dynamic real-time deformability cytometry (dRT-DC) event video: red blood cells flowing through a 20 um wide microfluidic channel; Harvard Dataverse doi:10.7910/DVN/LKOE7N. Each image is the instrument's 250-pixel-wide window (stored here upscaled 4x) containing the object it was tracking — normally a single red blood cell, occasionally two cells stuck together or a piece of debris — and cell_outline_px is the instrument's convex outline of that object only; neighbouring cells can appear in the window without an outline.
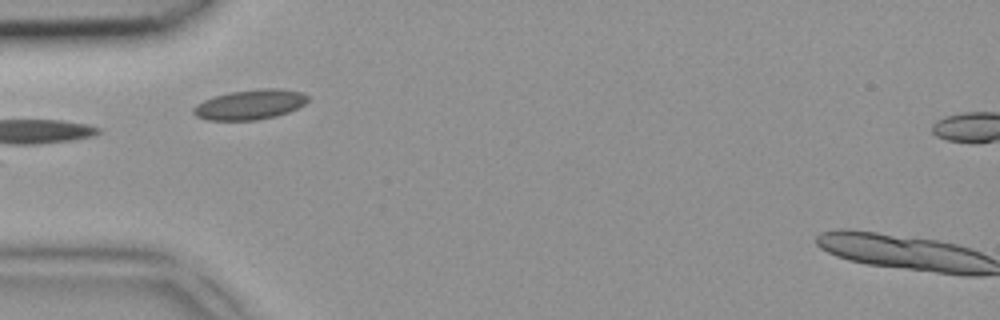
{"species": "common noctule bat (a hibernating species)", "species_latin": "Nyctalus noctula", "temperature_condition": "room temperature", "stored_images_in_passage": 4, "camera_frame_rate_fps": 3000, "um_per_image_px": 0.085, "animal": {"sex": "female", "body_mass_g": 18.4}, "frame": {"image": 1, "passage_image": 4, "time_ms": 1.0, "image_size_px": [1000, 320], "cell_outline_px": [[308, 100], [304, 104], [288, 112], [276, 116], [256, 120], [208, 120], [196, 116], [192, 112], [192, 108], [196, 104], [204, 100], [216, 96], [232, 92], [260, 88], [280, 88], [304, 92], [308, 96]], "centroid_in_image_um": [21.26, 8.88], "position_along_channel_um": 63.7, "area_um2": 19.94}}